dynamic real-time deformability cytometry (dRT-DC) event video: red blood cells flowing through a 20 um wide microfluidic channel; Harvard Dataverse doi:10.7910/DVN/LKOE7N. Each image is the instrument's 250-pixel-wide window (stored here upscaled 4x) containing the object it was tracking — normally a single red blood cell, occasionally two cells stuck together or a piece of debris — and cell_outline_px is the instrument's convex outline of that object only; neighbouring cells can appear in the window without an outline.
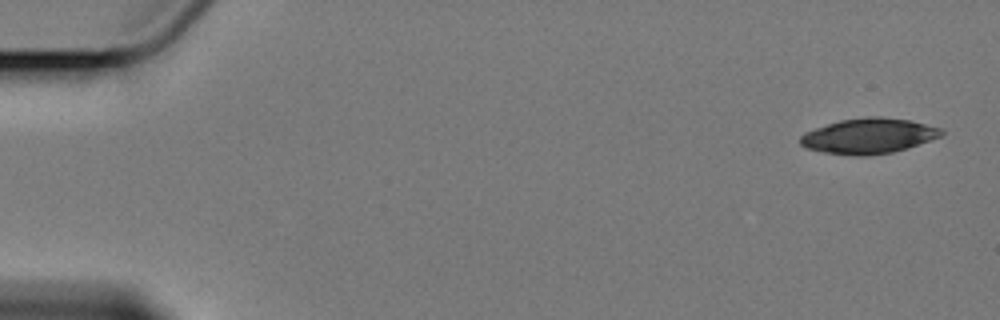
{"species": "Egyptian fruit bat (a non-hibernating species)", "species_latin": "Rousettus aegyptiacus", "temperature_condition": "cold", "stored_images_in_passage": 10, "camera_frame_rate_fps": 3000, "um_per_image_px": 0.085, "animal": {"sex": "female"}, "frame": {"image": 1, "passage_image": 1, "time_ms": 0.0, "image_size_px": [1000, 320], "cell_outline_px": [[944, 132], [940, 136], [908, 148], [892, 152], [864, 156], [856, 156], [824, 152], [808, 148], [800, 144], [800, 136], [804, 132], [840, 120], [868, 116], [880, 116], [908, 120], [940, 128]], "centroid_in_image_um": [73.81, 11.55], "position_along_channel_um": 11.2, "area_um2": 28.73}}
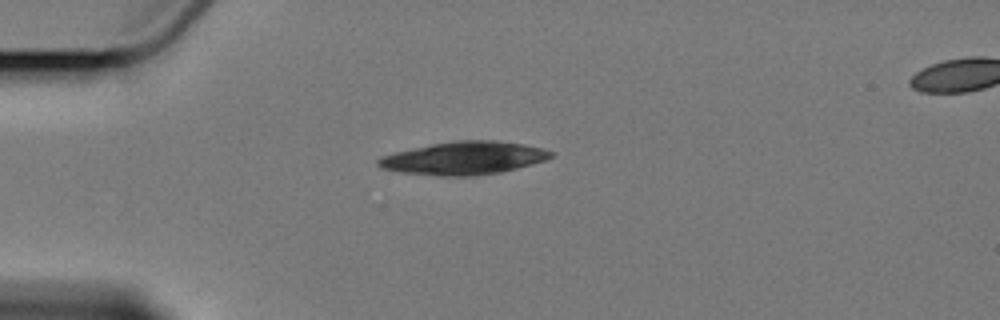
{"frame": {"image": 2, "passage_image": 4, "time_ms": 4.333, "image_size_px": [1000, 320], "cell_outline_px": [[552, 156], [544, 160], [532, 164], [500, 172], [476, 176], [440, 176], [400, 172], [380, 168], [376, 164], [376, 160], [384, 156], [396, 152], [432, 144], [456, 140], [496, 140], [524, 144], [544, 148], [552, 152]], "centroid_in_image_um": [39.43, 13.44], "position_along_channel_um": 45.6, "area_um2": 33.06}}